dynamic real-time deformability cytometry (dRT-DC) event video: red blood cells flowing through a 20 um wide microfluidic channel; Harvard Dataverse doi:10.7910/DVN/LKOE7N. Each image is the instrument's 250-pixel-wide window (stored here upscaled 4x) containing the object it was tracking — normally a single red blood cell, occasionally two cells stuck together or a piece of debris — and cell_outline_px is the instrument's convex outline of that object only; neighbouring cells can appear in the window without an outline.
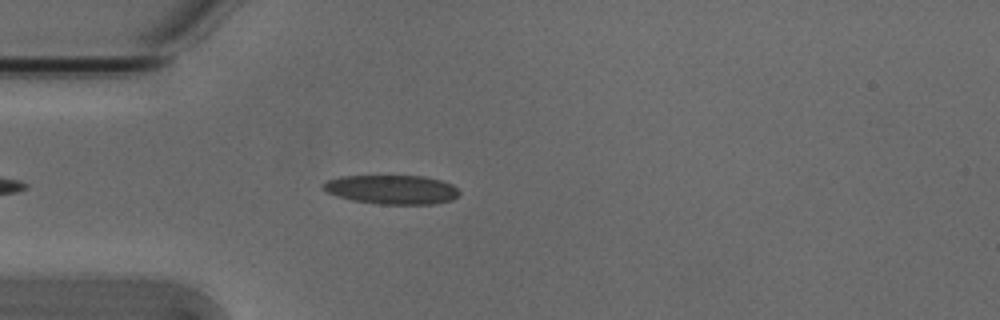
{"species": "Egyptian fruit bat (a non-hibernating species)", "species_latin": "Rousettus aegyptiacus", "temperature_condition": "cold", "stored_images_in_passage": 40, "camera_frame_rate_fps": 3000, "um_per_image_px": 0.085, "animal": {"sex": "male"}, "frame": {"image": 1, "passage_image": 2, "time_ms": 0.333, "image_size_px": [1000, 320], "cell_outline_px": [[460, 192], [452, 200], [432, 204], [380, 204], [352, 200], [328, 192], [324, 188], [324, 184], [328, 180], [344, 176], [424, 176], [440, 180], [452, 184]], "centroid_in_image_um": [33.36, 16.11], "position_along_channel_um": 51.6, "area_um2": 22.72}}
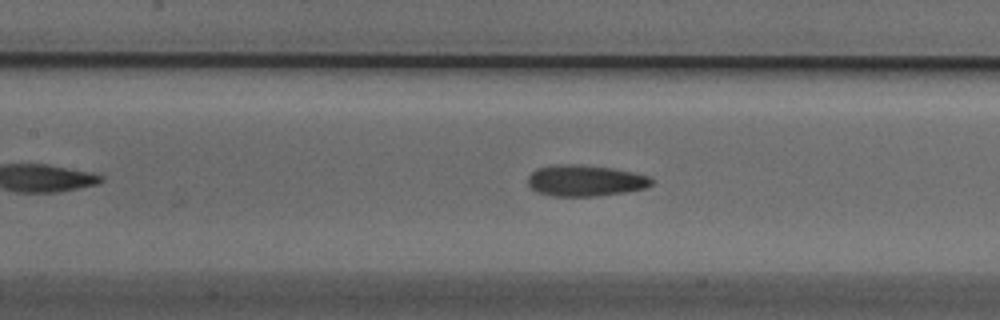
{"frame": {"image": 2, "passage_image": 11, "time_ms": 3.333, "image_size_px": [1000, 320], "cell_outline_px": [[652, 184], [648, 188], [624, 192], [596, 196], [552, 196], [536, 192], [528, 184], [528, 176], [536, 168], [560, 164], [576, 164], [612, 168], [632, 172], [648, 176], [652, 180]], "centroid_in_image_um": [49.73, 15.35], "position_along_channel_um": 157.7, "area_um2": 22.48}}
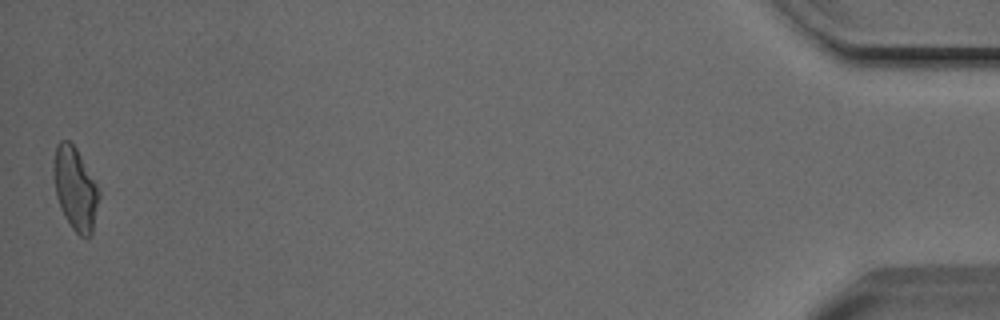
{"frame": {"image": 3, "passage_image": 40, "time_ms": 13.0, "image_size_px": [1000, 320], "cell_outline_px": [[100, 196], [92, 236], [80, 236], [72, 228], [64, 216], [60, 208], [56, 196], [52, 172], [56, 144], [60, 140], [68, 140], [76, 148], [96, 184], [100, 192]], "centroid_in_image_um": [6.38, 16.05], "position_along_channel_um": 428.8, "area_um2": 21.96}, "authors_computed_cell_mechanics": {"area_um2": 21.8195, "velocity_mm_per_s": 3.835, "shape_relaxation_time_tau1_ms": 9.6278, "shape_relaxation_time_tau2_ms": 2.3017, "deformation_change_tau1": 0.2152, "deformation_change_tau2": 0.0931}}